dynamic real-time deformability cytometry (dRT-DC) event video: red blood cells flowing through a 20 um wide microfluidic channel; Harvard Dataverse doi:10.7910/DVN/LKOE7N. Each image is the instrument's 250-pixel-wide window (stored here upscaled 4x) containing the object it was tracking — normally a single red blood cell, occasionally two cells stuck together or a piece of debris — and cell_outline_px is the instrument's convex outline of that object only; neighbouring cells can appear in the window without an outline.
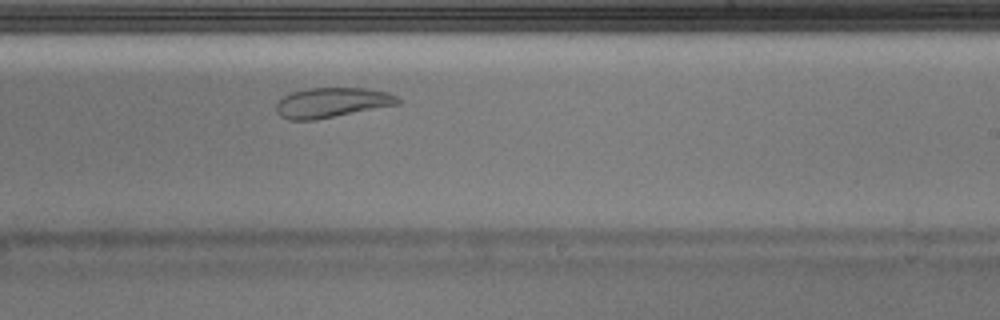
{"species": "Egyptian fruit bat (a non-hibernating species)", "species_latin": "Rousettus aegyptiacus", "temperature_condition": "warm", "stored_images_in_passage": 30, "camera_frame_rate_fps": 3000, "um_per_image_px": 0.085, "animal": {"sex": "male"}, "frame": {"image": 1, "passage_image": 18, "time_ms": 5.667, "image_size_px": [1000, 320], "cell_outline_px": [[400, 104], [316, 120], [288, 120], [280, 116], [276, 112], [276, 104], [284, 96], [292, 92], [308, 88], [364, 88], [388, 92], [396, 96], [400, 100]], "centroid_in_image_um": [28.2, 8.73], "position_along_channel_um": 260.8, "area_um2": 21.27}}